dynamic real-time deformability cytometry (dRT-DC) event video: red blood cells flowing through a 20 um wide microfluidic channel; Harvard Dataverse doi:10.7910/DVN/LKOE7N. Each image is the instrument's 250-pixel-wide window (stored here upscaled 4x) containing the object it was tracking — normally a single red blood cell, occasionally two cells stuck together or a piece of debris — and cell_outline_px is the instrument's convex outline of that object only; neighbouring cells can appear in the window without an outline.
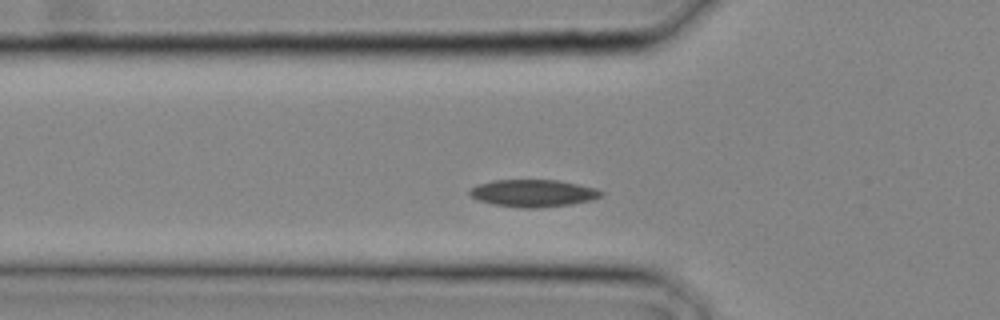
{"species": "common noctule bat (a hibernating species)", "species_latin": "Nyctalus noctula", "temperature_condition": "cold", "stored_images_in_passage": 15, "camera_frame_rate_fps": 3000, "um_per_image_px": 0.085, "animal": {"sex": "male", "body_mass_g": 20.4}, "frame": {"image": 1, "passage_image": 5, "time_ms": 1.333, "image_size_px": [1000, 320], "cell_outline_px": [[604, 196], [592, 200], [572, 204], [536, 208], [520, 208], [492, 204], [480, 200], [472, 196], [468, 192], [472, 188], [480, 184], [492, 180], [556, 180], [596, 188], [604, 192]], "centroid_in_image_um": [45.37, 16.43], "position_along_channel_um": 80.4, "area_um2": 20.81}}
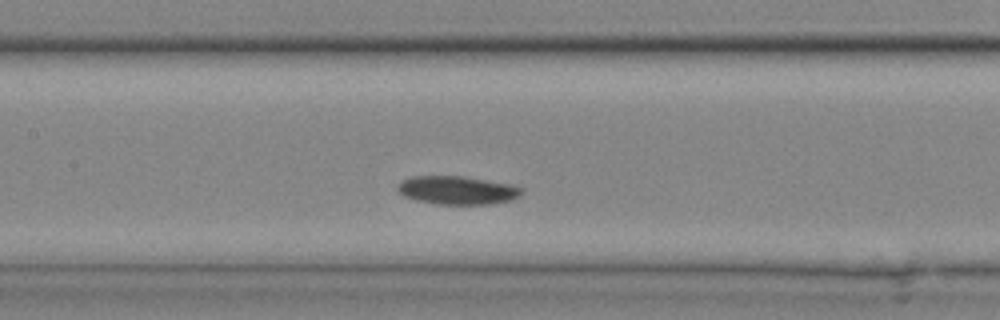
{"frame": {"image": 2, "passage_image": 9, "time_ms": 2.667, "image_size_px": [1000, 320], "cell_outline_px": [[524, 188], [520, 196], [512, 200], [492, 204], [436, 204], [416, 200], [404, 196], [396, 188], [400, 180], [412, 176], [464, 176], [512, 184]], "centroid_in_image_um": [38.89, 16.16], "position_along_channel_um": 168.5, "area_um2": 20.75}}
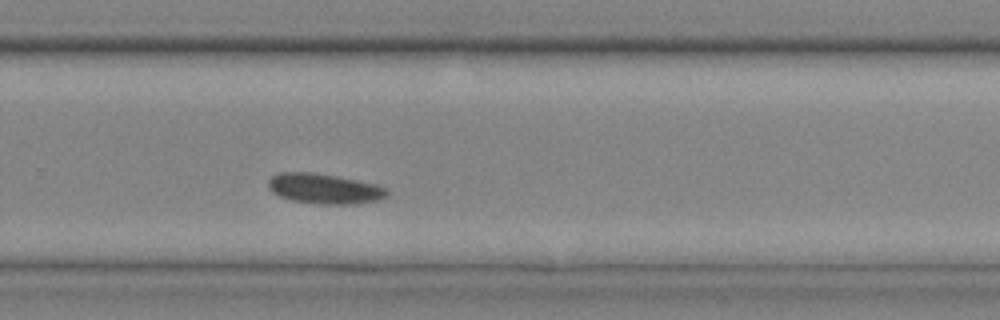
{"frame": {"image": 3, "passage_image": 15, "time_ms": 4.667, "image_size_px": [1000, 320], "cell_outline_px": [[388, 196], [380, 200], [356, 204], [320, 204], [292, 200], [280, 196], [272, 192], [268, 188], [268, 180], [272, 176], [280, 172], [312, 172], [336, 176], [376, 184], [388, 188]], "centroid_in_image_um": [27.6, 16.04], "position_along_channel_um": 302.2, "area_um2": 20.98}}